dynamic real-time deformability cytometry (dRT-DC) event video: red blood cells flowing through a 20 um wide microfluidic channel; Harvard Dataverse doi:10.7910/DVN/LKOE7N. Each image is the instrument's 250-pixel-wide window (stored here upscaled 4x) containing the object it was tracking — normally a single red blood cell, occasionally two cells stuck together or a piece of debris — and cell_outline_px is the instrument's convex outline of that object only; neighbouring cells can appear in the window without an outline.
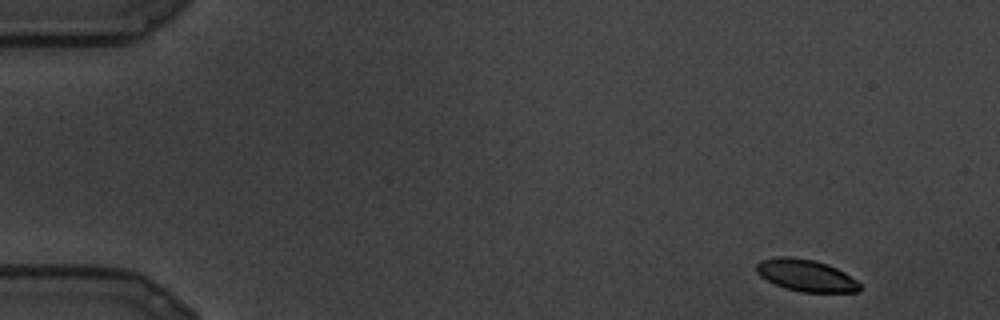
{"species": "common noctule bat (a hibernating species)", "species_latin": "Nyctalus noctula", "temperature_condition": "cold", "stored_images_in_passage": 9, "camera_frame_rate_fps": 3000, "um_per_image_px": 0.085, "animal": {"sex": "male", "body_mass_g": 19.5, "forearm_length_mm": 54.6}, "frame": {"image": 1, "passage_image": 1, "time_ms": 0.0, "image_size_px": [1000, 320], "cell_outline_px": [[860, 288], [856, 292], [804, 292], [784, 288], [760, 276], [756, 272], [756, 264], [760, 260], [776, 256], [792, 256], [812, 260], [828, 264], [844, 272], [856, 280], [860, 284]], "centroid_in_image_um": [68.48, 23.39], "position_along_channel_um": 16.5, "area_um2": 19.19}}
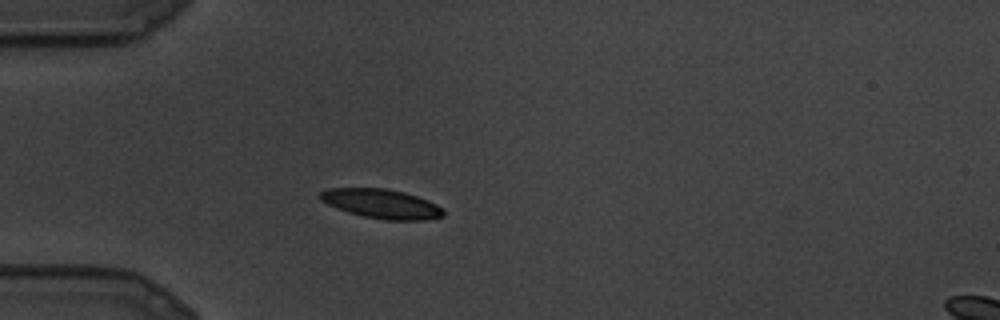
{"frame": {"image": 2, "passage_image": 7, "time_ms": 2.0, "image_size_px": [1000, 320], "cell_outline_px": [[444, 216], [428, 220], [384, 220], [364, 216], [348, 212], [336, 208], [320, 200], [316, 196], [320, 192], [328, 188], [388, 188], [404, 192], [416, 196], [436, 204], [444, 212]], "centroid_in_image_um": [32.39, 17.32], "position_along_channel_um": 52.6, "area_um2": 21.1}}
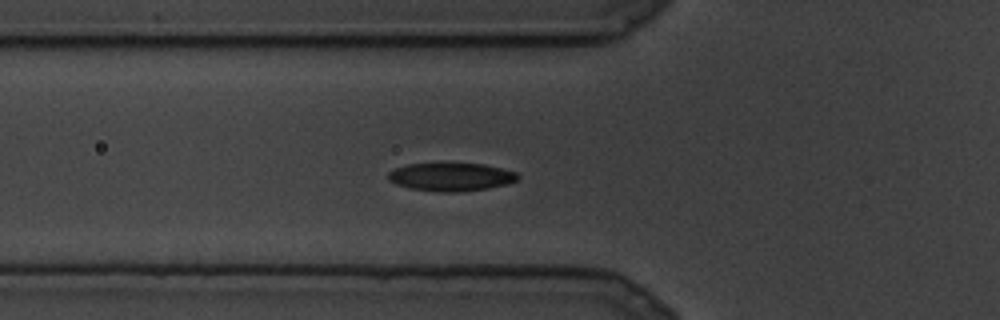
{"frame": {"image": 3, "passage_image": 9, "time_ms": 2.667, "image_size_px": [1000, 320], "cell_outline_px": [[520, 176], [516, 180], [504, 184], [488, 188], [460, 192], [440, 192], [412, 188], [396, 184], [388, 180], [388, 172], [396, 168], [408, 164], [484, 164], [516, 172]], "centroid_in_image_um": [38.33, 15.04], "position_along_channel_um": 87.5, "area_um2": 20.92}}